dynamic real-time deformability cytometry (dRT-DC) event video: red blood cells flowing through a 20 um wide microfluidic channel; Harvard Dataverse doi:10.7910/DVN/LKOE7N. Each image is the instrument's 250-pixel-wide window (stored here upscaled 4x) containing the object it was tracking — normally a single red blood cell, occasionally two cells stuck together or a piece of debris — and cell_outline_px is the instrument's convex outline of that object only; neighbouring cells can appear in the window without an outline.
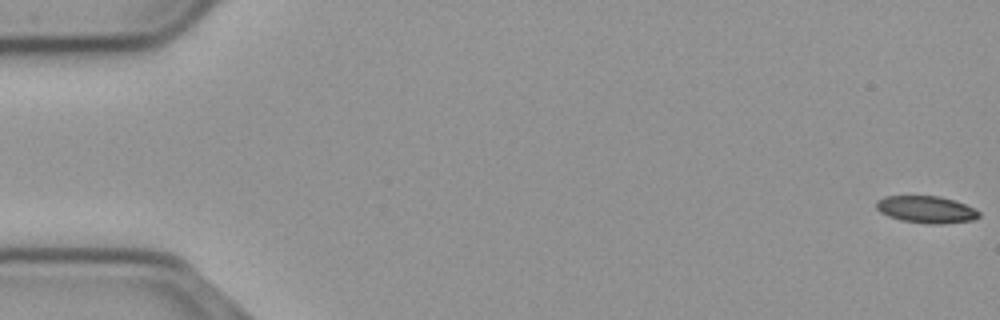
{"species": "common noctule bat (a hibernating species)", "species_latin": "Nyctalus noctula", "temperature_condition": "cold", "stored_images_in_passage": 16, "camera_frame_rate_fps": 3000, "um_per_image_px": 0.085, "animal": {"sex": "male", "body_mass_g": 23.1, "forearm_length_mm": 52.7}, "frame": {"image": 1, "passage_image": 1, "time_ms": 0.0, "image_size_px": [1000, 320], "cell_outline_px": [[980, 216], [976, 220], [944, 224], [928, 224], [900, 220], [888, 216], [880, 212], [876, 208], [876, 200], [884, 196], [940, 196], [956, 200], [980, 212]], "centroid_in_image_um": [78.74, 17.81], "position_along_channel_um": 6.3, "area_um2": 16.42}}